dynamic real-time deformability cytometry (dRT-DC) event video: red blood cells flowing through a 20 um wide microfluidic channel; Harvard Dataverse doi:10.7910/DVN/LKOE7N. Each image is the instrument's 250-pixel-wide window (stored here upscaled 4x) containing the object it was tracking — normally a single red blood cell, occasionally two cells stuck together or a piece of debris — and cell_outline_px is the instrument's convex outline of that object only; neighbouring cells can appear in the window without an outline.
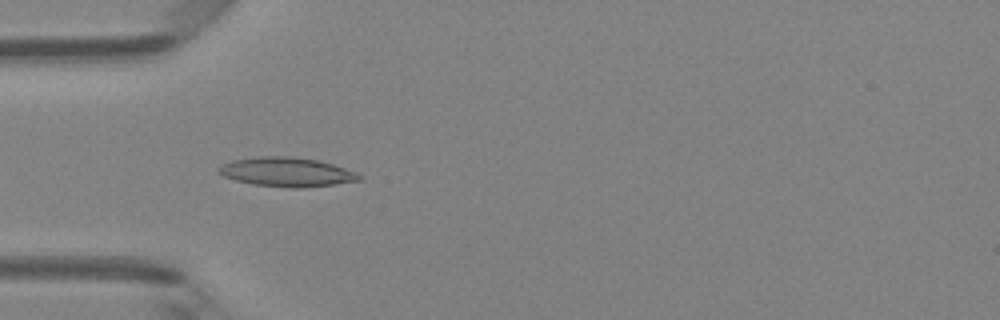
{"species": "Egyptian fruit bat (a non-hibernating species)", "species_latin": "Rousettus aegyptiacus", "temperature_condition": "room temperature", "stored_images_in_passage": 43, "camera_frame_rate_fps": 3000, "um_per_image_px": 0.085, "animal": {"sex": "female"}, "frame": {"image": 1, "passage_image": 9, "time_ms": 2.667, "image_size_px": [1000, 320], "cell_outline_px": [[360, 180], [336, 184], [300, 188], [292, 188], [252, 184], [236, 180], [224, 176], [216, 172], [216, 168], [232, 160], [256, 156], [288, 156], [320, 160], [356, 172], [360, 176]], "centroid_in_image_um": [24.33, 14.61], "position_along_channel_um": 60.7, "area_um2": 23.93}}
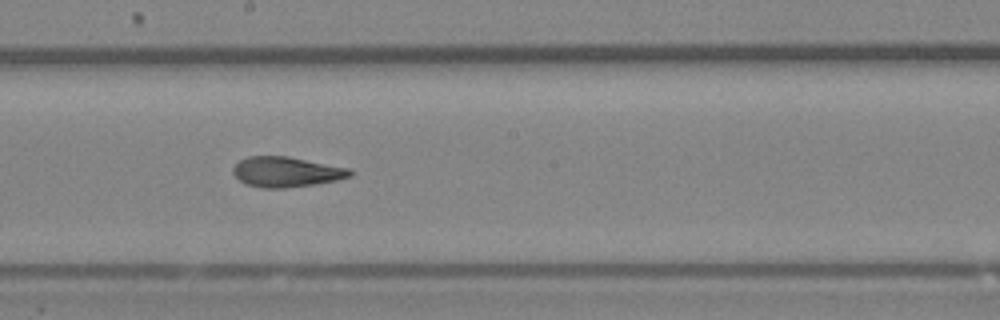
{"frame": {"image": 2, "passage_image": 21, "time_ms": 6.667, "image_size_px": [1000, 320], "cell_outline_px": [[352, 176], [336, 180], [312, 184], [284, 188], [260, 188], [244, 184], [232, 172], [232, 168], [240, 160], [248, 156], [288, 156], [352, 168]], "centroid_in_image_um": [24.34, 14.6], "position_along_channel_um": 223.9, "area_um2": 20.69}}
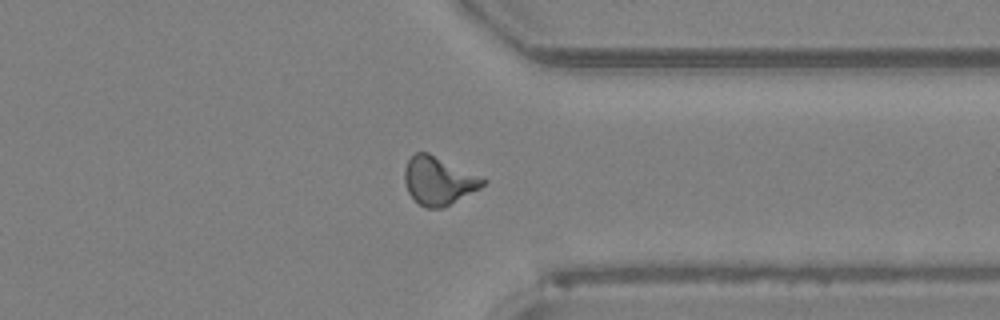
{"frame": {"image": 3, "passage_image": 32, "time_ms": 10.333, "image_size_px": [1000, 320], "cell_outline_px": [[488, 180], [480, 188], [444, 208], [424, 208], [408, 192], [404, 180], [404, 168], [408, 160], [416, 152], [428, 152], [484, 176]], "centroid_in_image_um": [37.31, 15.35], "position_along_channel_um": 374.1, "area_um2": 22.25}, "authors_computed_cell_mechanics": {"area_um2": 20.6346, "velocity_mm_per_s": 4.147, "shape_relaxation_time_tau1_ms": 7.9041, "shape_relaxation_time_tau2_ms": 2.2236, "deformation_change_tau1": 0.27, "deformation_change_tau2": 0.1105}}